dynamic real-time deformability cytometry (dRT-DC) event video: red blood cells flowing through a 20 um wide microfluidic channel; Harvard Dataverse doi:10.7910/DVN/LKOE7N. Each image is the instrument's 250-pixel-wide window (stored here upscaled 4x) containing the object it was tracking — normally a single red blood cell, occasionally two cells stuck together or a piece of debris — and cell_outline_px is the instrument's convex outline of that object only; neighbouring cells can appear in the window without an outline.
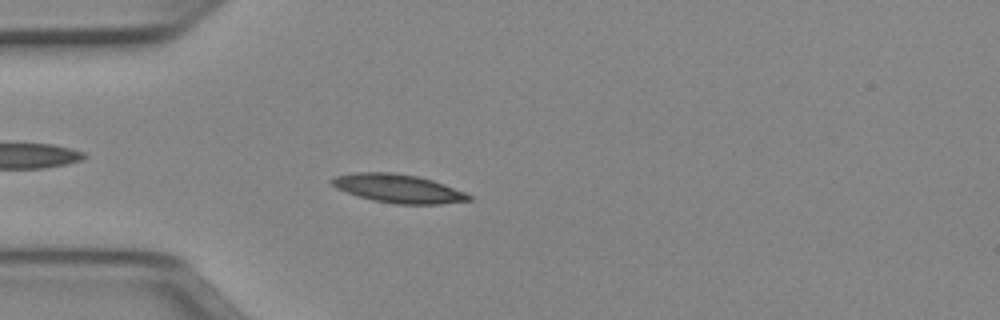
{"species": "Egyptian fruit bat (a non-hibernating species)", "species_latin": "Rousettus aegyptiacus", "temperature_condition": "cold", "stored_images_in_passage": 51, "camera_frame_rate_fps": 3000, "um_per_image_px": 0.085, "animal": {"sex": "female"}, "frame": {"image": 1, "passage_image": 14, "time_ms": 4.333, "image_size_px": [1000, 320], "cell_outline_px": [[472, 200], [440, 204], [396, 204], [372, 200], [336, 188], [328, 180], [332, 176], [356, 172], [392, 172], [416, 176], [432, 180], [444, 184], [464, 192], [472, 196]], "centroid_in_image_um": [33.82, 16.02], "position_along_channel_um": 51.2, "area_um2": 22.72}}
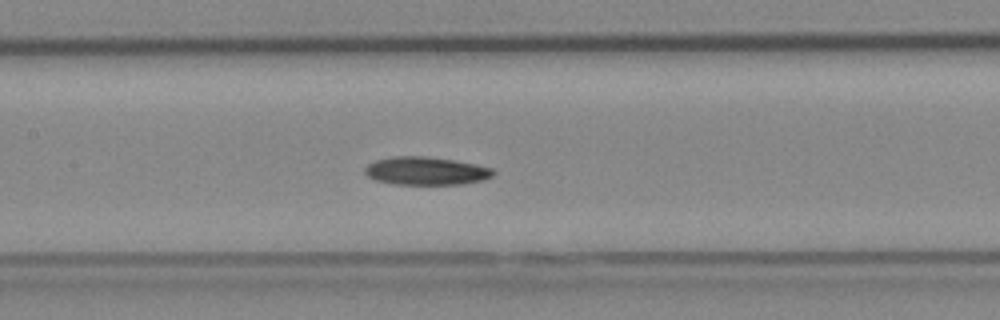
{"frame": {"image": 2, "passage_image": 24, "time_ms": 7.667, "image_size_px": [1000, 320], "cell_outline_px": [[496, 172], [492, 176], [484, 180], [460, 184], [392, 184], [376, 180], [368, 176], [364, 172], [364, 168], [368, 164], [376, 160], [392, 156], [424, 156], [452, 160], [476, 164], [492, 168]], "centroid_in_image_um": [36.2, 14.53], "position_along_channel_um": 171.2, "area_um2": 20.98}}
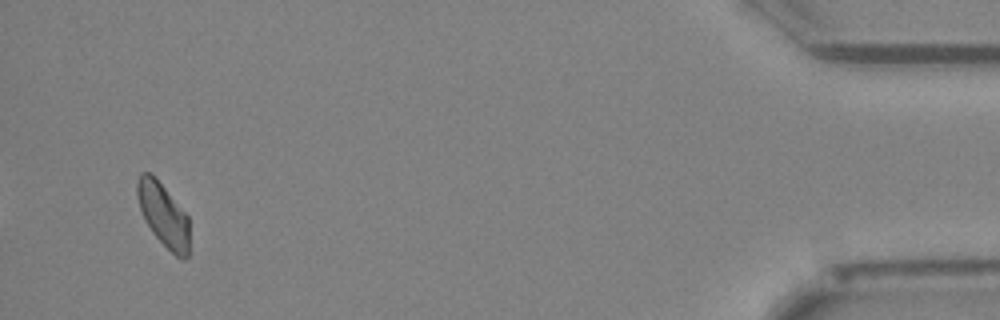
{"frame": {"image": 3, "passage_image": 49, "time_ms": 16.0, "image_size_px": [1000, 320], "cell_outline_px": [[188, 256], [176, 256], [152, 232], [144, 220], [136, 196], [136, 180], [140, 172], [148, 172], [164, 188], [188, 216]], "centroid_in_image_um": [13.83, 18.22], "position_along_channel_um": 421.4, "area_um2": 18.73}, "authors_computed_cell_mechanics": {"area_um2": 20.519, "velocity_mm_per_s": 3.9375, "shape_relaxation_time_tau1_ms": 11.2181, "shape_relaxation_time_tau2_ms": 7.8702, "deformation_change_tau1": 0.1931, "deformation_change_tau2": 0.1326}}